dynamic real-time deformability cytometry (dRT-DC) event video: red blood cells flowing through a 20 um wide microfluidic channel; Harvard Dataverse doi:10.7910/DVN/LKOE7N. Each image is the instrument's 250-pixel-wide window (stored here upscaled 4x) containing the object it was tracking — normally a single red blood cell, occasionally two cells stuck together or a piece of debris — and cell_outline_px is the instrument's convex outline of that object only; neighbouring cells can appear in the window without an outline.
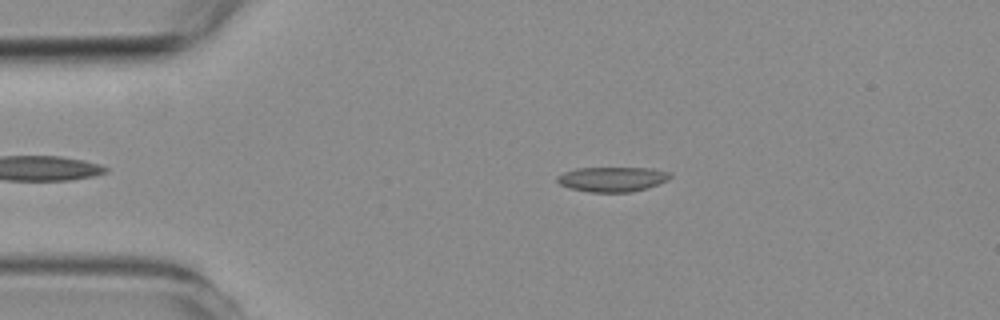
{"species": "common noctule bat (a hibernating species)", "species_latin": "Nyctalus noctula", "temperature_condition": "room temperature", "stored_images_in_passage": 47, "camera_frame_rate_fps": 3000, "um_per_image_px": 0.085, "animal": {"sex": "female", "body_mass_g": 19.3, "forearm_length_mm": 54.1}, "frame": {"image": 1, "passage_image": 2, "time_ms": 0.333, "image_size_px": [1000, 320], "cell_outline_px": [[672, 176], [668, 180], [648, 188], [632, 192], [588, 192], [568, 188], [560, 184], [556, 180], [556, 176], [564, 172], [576, 168], [652, 168], [672, 172]], "centroid_in_image_um": [52.06, 15.23], "position_along_channel_um": 32.9, "area_um2": 16.59}}
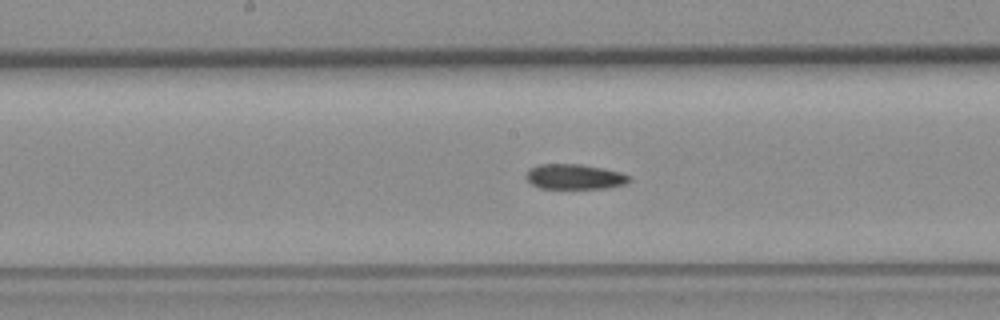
{"frame": {"image": 2, "passage_image": 19, "time_ms": 6.0, "image_size_px": [1000, 320], "cell_outline_px": [[632, 180], [624, 184], [608, 188], [540, 188], [532, 184], [524, 176], [528, 168], [540, 164], [580, 164], [604, 168], [620, 172], [632, 176]], "centroid_in_image_um": [48.85, 15.01], "position_along_channel_um": 199.4, "area_um2": 15.26}}
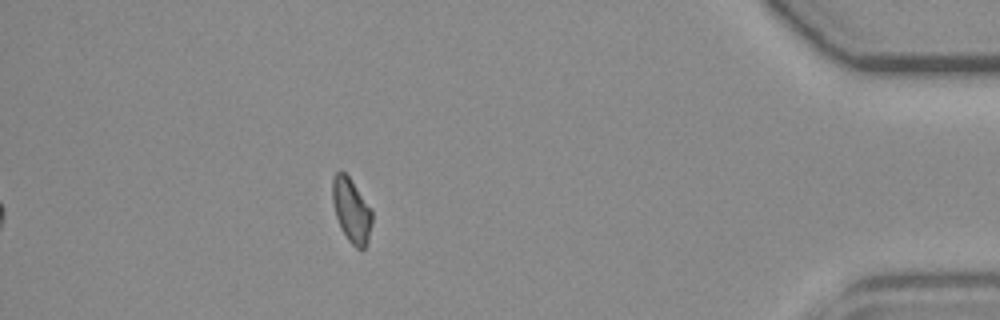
{"frame": {"image": 3, "passage_image": 40, "time_ms": 13.0, "image_size_px": [1000, 320], "cell_outline_px": [[372, 224], [368, 240], [364, 248], [360, 252], [348, 240], [340, 228], [336, 216], [332, 200], [332, 180], [336, 172], [340, 168], [348, 176], [372, 208]], "centroid_in_image_um": [29.87, 17.89], "position_along_channel_um": 405.3, "area_um2": 15.03}}